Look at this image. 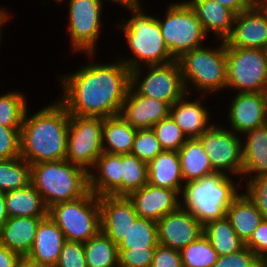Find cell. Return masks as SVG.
<instances>
[{"label": "cell", "mask_w": 267, "mask_h": 267, "mask_svg": "<svg viewBox=\"0 0 267 267\" xmlns=\"http://www.w3.org/2000/svg\"><path fill=\"white\" fill-rule=\"evenodd\" d=\"M86 55L89 63L79 65L75 72L57 75L63 93L58 100L70 115L101 118L119 115L131 86V70L120 59L105 63L95 61V53Z\"/></svg>", "instance_id": "1"}, {"label": "cell", "mask_w": 267, "mask_h": 267, "mask_svg": "<svg viewBox=\"0 0 267 267\" xmlns=\"http://www.w3.org/2000/svg\"><path fill=\"white\" fill-rule=\"evenodd\" d=\"M29 111L20 130V157L30 165L66 159L70 114L64 105L55 99L33 114Z\"/></svg>", "instance_id": "2"}, {"label": "cell", "mask_w": 267, "mask_h": 267, "mask_svg": "<svg viewBox=\"0 0 267 267\" xmlns=\"http://www.w3.org/2000/svg\"><path fill=\"white\" fill-rule=\"evenodd\" d=\"M129 18H123L115 25L123 32L129 55L119 57L130 70L146 65H164L175 61L163 40L156 14H148L146 8L130 11ZM122 22V23H121ZM131 53V54H130ZM129 56V57H127Z\"/></svg>", "instance_id": "3"}, {"label": "cell", "mask_w": 267, "mask_h": 267, "mask_svg": "<svg viewBox=\"0 0 267 267\" xmlns=\"http://www.w3.org/2000/svg\"><path fill=\"white\" fill-rule=\"evenodd\" d=\"M221 173H214L197 181L183 185L181 206L204 226L206 223L223 218L227 207L241 192L242 182Z\"/></svg>", "instance_id": "4"}, {"label": "cell", "mask_w": 267, "mask_h": 267, "mask_svg": "<svg viewBox=\"0 0 267 267\" xmlns=\"http://www.w3.org/2000/svg\"><path fill=\"white\" fill-rule=\"evenodd\" d=\"M31 183L41 194L48 209L90 192L89 172L66 159L31 165Z\"/></svg>", "instance_id": "5"}, {"label": "cell", "mask_w": 267, "mask_h": 267, "mask_svg": "<svg viewBox=\"0 0 267 267\" xmlns=\"http://www.w3.org/2000/svg\"><path fill=\"white\" fill-rule=\"evenodd\" d=\"M215 46L203 45L178 59L186 93L192 95L196 91V94L207 97L213 94L219 96L220 92L226 90V42L219 40Z\"/></svg>", "instance_id": "6"}, {"label": "cell", "mask_w": 267, "mask_h": 267, "mask_svg": "<svg viewBox=\"0 0 267 267\" xmlns=\"http://www.w3.org/2000/svg\"><path fill=\"white\" fill-rule=\"evenodd\" d=\"M181 1L169 2L163 18L157 17L165 45L175 60L208 42L195 11L186 0Z\"/></svg>", "instance_id": "7"}, {"label": "cell", "mask_w": 267, "mask_h": 267, "mask_svg": "<svg viewBox=\"0 0 267 267\" xmlns=\"http://www.w3.org/2000/svg\"><path fill=\"white\" fill-rule=\"evenodd\" d=\"M48 215L68 241L84 243L101 231L99 197L91 191L76 200L52 205Z\"/></svg>", "instance_id": "8"}, {"label": "cell", "mask_w": 267, "mask_h": 267, "mask_svg": "<svg viewBox=\"0 0 267 267\" xmlns=\"http://www.w3.org/2000/svg\"><path fill=\"white\" fill-rule=\"evenodd\" d=\"M226 92L267 93V50L226 43Z\"/></svg>", "instance_id": "9"}, {"label": "cell", "mask_w": 267, "mask_h": 267, "mask_svg": "<svg viewBox=\"0 0 267 267\" xmlns=\"http://www.w3.org/2000/svg\"><path fill=\"white\" fill-rule=\"evenodd\" d=\"M130 87L138 95L161 100L170 107L186 93L178 60L131 70Z\"/></svg>", "instance_id": "10"}, {"label": "cell", "mask_w": 267, "mask_h": 267, "mask_svg": "<svg viewBox=\"0 0 267 267\" xmlns=\"http://www.w3.org/2000/svg\"><path fill=\"white\" fill-rule=\"evenodd\" d=\"M67 1V2H66ZM67 3V32L70 50L76 53H97L98 38L103 31L104 14L101 0H64Z\"/></svg>", "instance_id": "11"}, {"label": "cell", "mask_w": 267, "mask_h": 267, "mask_svg": "<svg viewBox=\"0 0 267 267\" xmlns=\"http://www.w3.org/2000/svg\"><path fill=\"white\" fill-rule=\"evenodd\" d=\"M213 123L197 139L208 154L212 169L215 173L240 177L243 171L242 137L226 125Z\"/></svg>", "instance_id": "12"}, {"label": "cell", "mask_w": 267, "mask_h": 267, "mask_svg": "<svg viewBox=\"0 0 267 267\" xmlns=\"http://www.w3.org/2000/svg\"><path fill=\"white\" fill-rule=\"evenodd\" d=\"M103 124L101 117L70 115L66 160L89 172L103 153Z\"/></svg>", "instance_id": "13"}, {"label": "cell", "mask_w": 267, "mask_h": 267, "mask_svg": "<svg viewBox=\"0 0 267 267\" xmlns=\"http://www.w3.org/2000/svg\"><path fill=\"white\" fill-rule=\"evenodd\" d=\"M234 93L227 111V129L242 136L267 123V93Z\"/></svg>", "instance_id": "14"}, {"label": "cell", "mask_w": 267, "mask_h": 267, "mask_svg": "<svg viewBox=\"0 0 267 267\" xmlns=\"http://www.w3.org/2000/svg\"><path fill=\"white\" fill-rule=\"evenodd\" d=\"M156 224L159 244L178 251L203 235L204 226L182 206L165 215Z\"/></svg>", "instance_id": "15"}, {"label": "cell", "mask_w": 267, "mask_h": 267, "mask_svg": "<svg viewBox=\"0 0 267 267\" xmlns=\"http://www.w3.org/2000/svg\"><path fill=\"white\" fill-rule=\"evenodd\" d=\"M230 47L267 50V12L260 4L235 16L232 34L225 40Z\"/></svg>", "instance_id": "16"}, {"label": "cell", "mask_w": 267, "mask_h": 267, "mask_svg": "<svg viewBox=\"0 0 267 267\" xmlns=\"http://www.w3.org/2000/svg\"><path fill=\"white\" fill-rule=\"evenodd\" d=\"M101 232L118 245L131 224L139 217L127 196L103 195L99 197Z\"/></svg>", "instance_id": "17"}, {"label": "cell", "mask_w": 267, "mask_h": 267, "mask_svg": "<svg viewBox=\"0 0 267 267\" xmlns=\"http://www.w3.org/2000/svg\"><path fill=\"white\" fill-rule=\"evenodd\" d=\"M180 194L179 191L147 183L132 192L128 198L132 201L139 217L157 222L181 206Z\"/></svg>", "instance_id": "18"}, {"label": "cell", "mask_w": 267, "mask_h": 267, "mask_svg": "<svg viewBox=\"0 0 267 267\" xmlns=\"http://www.w3.org/2000/svg\"><path fill=\"white\" fill-rule=\"evenodd\" d=\"M191 94L185 93L170 107V116L180 127L188 139L200 137L214 122L207 109L205 95H196L191 99ZM203 98V99H202ZM211 117V118H210ZM210 119L212 122H210Z\"/></svg>", "instance_id": "19"}, {"label": "cell", "mask_w": 267, "mask_h": 267, "mask_svg": "<svg viewBox=\"0 0 267 267\" xmlns=\"http://www.w3.org/2000/svg\"><path fill=\"white\" fill-rule=\"evenodd\" d=\"M170 114V106L161 100L138 95L131 87L119 115L135 129H147Z\"/></svg>", "instance_id": "20"}, {"label": "cell", "mask_w": 267, "mask_h": 267, "mask_svg": "<svg viewBox=\"0 0 267 267\" xmlns=\"http://www.w3.org/2000/svg\"><path fill=\"white\" fill-rule=\"evenodd\" d=\"M65 241L62 230L48 215L40 221L26 258L42 266L55 267Z\"/></svg>", "instance_id": "21"}, {"label": "cell", "mask_w": 267, "mask_h": 267, "mask_svg": "<svg viewBox=\"0 0 267 267\" xmlns=\"http://www.w3.org/2000/svg\"><path fill=\"white\" fill-rule=\"evenodd\" d=\"M122 154L103 152L89 171V188L97 197L122 196Z\"/></svg>", "instance_id": "22"}, {"label": "cell", "mask_w": 267, "mask_h": 267, "mask_svg": "<svg viewBox=\"0 0 267 267\" xmlns=\"http://www.w3.org/2000/svg\"><path fill=\"white\" fill-rule=\"evenodd\" d=\"M195 11L206 35L225 41L233 30L236 14L215 0H186ZM212 32V33H211Z\"/></svg>", "instance_id": "23"}, {"label": "cell", "mask_w": 267, "mask_h": 267, "mask_svg": "<svg viewBox=\"0 0 267 267\" xmlns=\"http://www.w3.org/2000/svg\"><path fill=\"white\" fill-rule=\"evenodd\" d=\"M45 217H9L0 226V244L21 257L30 252L40 221Z\"/></svg>", "instance_id": "24"}, {"label": "cell", "mask_w": 267, "mask_h": 267, "mask_svg": "<svg viewBox=\"0 0 267 267\" xmlns=\"http://www.w3.org/2000/svg\"><path fill=\"white\" fill-rule=\"evenodd\" d=\"M242 159L241 181L267 175V123L242 135Z\"/></svg>", "instance_id": "25"}, {"label": "cell", "mask_w": 267, "mask_h": 267, "mask_svg": "<svg viewBox=\"0 0 267 267\" xmlns=\"http://www.w3.org/2000/svg\"><path fill=\"white\" fill-rule=\"evenodd\" d=\"M148 184L182 192L185 183L177 151L163 150L148 164Z\"/></svg>", "instance_id": "26"}, {"label": "cell", "mask_w": 267, "mask_h": 267, "mask_svg": "<svg viewBox=\"0 0 267 267\" xmlns=\"http://www.w3.org/2000/svg\"><path fill=\"white\" fill-rule=\"evenodd\" d=\"M225 215L244 243L250 239L263 220L260 211L242 190L227 207Z\"/></svg>", "instance_id": "27"}, {"label": "cell", "mask_w": 267, "mask_h": 267, "mask_svg": "<svg viewBox=\"0 0 267 267\" xmlns=\"http://www.w3.org/2000/svg\"><path fill=\"white\" fill-rule=\"evenodd\" d=\"M9 217H47L48 207L32 183L26 187L5 192Z\"/></svg>", "instance_id": "28"}, {"label": "cell", "mask_w": 267, "mask_h": 267, "mask_svg": "<svg viewBox=\"0 0 267 267\" xmlns=\"http://www.w3.org/2000/svg\"><path fill=\"white\" fill-rule=\"evenodd\" d=\"M184 183L214 174L209 156L197 139H188L178 151Z\"/></svg>", "instance_id": "29"}, {"label": "cell", "mask_w": 267, "mask_h": 267, "mask_svg": "<svg viewBox=\"0 0 267 267\" xmlns=\"http://www.w3.org/2000/svg\"><path fill=\"white\" fill-rule=\"evenodd\" d=\"M137 129L120 115L104 118L103 152L109 154H130Z\"/></svg>", "instance_id": "30"}, {"label": "cell", "mask_w": 267, "mask_h": 267, "mask_svg": "<svg viewBox=\"0 0 267 267\" xmlns=\"http://www.w3.org/2000/svg\"><path fill=\"white\" fill-rule=\"evenodd\" d=\"M203 234L211 242L218 256L235 253L245 246V243L236 234L226 215L223 218L206 223L203 228Z\"/></svg>", "instance_id": "31"}, {"label": "cell", "mask_w": 267, "mask_h": 267, "mask_svg": "<svg viewBox=\"0 0 267 267\" xmlns=\"http://www.w3.org/2000/svg\"><path fill=\"white\" fill-rule=\"evenodd\" d=\"M88 267H119L118 246L103 232L84 242Z\"/></svg>", "instance_id": "32"}, {"label": "cell", "mask_w": 267, "mask_h": 267, "mask_svg": "<svg viewBox=\"0 0 267 267\" xmlns=\"http://www.w3.org/2000/svg\"><path fill=\"white\" fill-rule=\"evenodd\" d=\"M31 183V165L22 157L0 160V191L8 192Z\"/></svg>", "instance_id": "33"}, {"label": "cell", "mask_w": 267, "mask_h": 267, "mask_svg": "<svg viewBox=\"0 0 267 267\" xmlns=\"http://www.w3.org/2000/svg\"><path fill=\"white\" fill-rule=\"evenodd\" d=\"M158 244L156 222L138 217L117 246L118 249H145V247H157Z\"/></svg>", "instance_id": "34"}, {"label": "cell", "mask_w": 267, "mask_h": 267, "mask_svg": "<svg viewBox=\"0 0 267 267\" xmlns=\"http://www.w3.org/2000/svg\"><path fill=\"white\" fill-rule=\"evenodd\" d=\"M28 107L26 94L18 90L0 94V126L21 128Z\"/></svg>", "instance_id": "35"}, {"label": "cell", "mask_w": 267, "mask_h": 267, "mask_svg": "<svg viewBox=\"0 0 267 267\" xmlns=\"http://www.w3.org/2000/svg\"><path fill=\"white\" fill-rule=\"evenodd\" d=\"M122 196H129L148 183V164L132 154H122Z\"/></svg>", "instance_id": "36"}, {"label": "cell", "mask_w": 267, "mask_h": 267, "mask_svg": "<svg viewBox=\"0 0 267 267\" xmlns=\"http://www.w3.org/2000/svg\"><path fill=\"white\" fill-rule=\"evenodd\" d=\"M182 267H213L218 254L203 234L181 251Z\"/></svg>", "instance_id": "37"}, {"label": "cell", "mask_w": 267, "mask_h": 267, "mask_svg": "<svg viewBox=\"0 0 267 267\" xmlns=\"http://www.w3.org/2000/svg\"><path fill=\"white\" fill-rule=\"evenodd\" d=\"M152 130L160 142L162 149L166 151L178 152L183 144L188 140L170 115L154 124L152 126Z\"/></svg>", "instance_id": "38"}, {"label": "cell", "mask_w": 267, "mask_h": 267, "mask_svg": "<svg viewBox=\"0 0 267 267\" xmlns=\"http://www.w3.org/2000/svg\"><path fill=\"white\" fill-rule=\"evenodd\" d=\"M163 151L152 128L138 129L130 154L149 164Z\"/></svg>", "instance_id": "39"}, {"label": "cell", "mask_w": 267, "mask_h": 267, "mask_svg": "<svg viewBox=\"0 0 267 267\" xmlns=\"http://www.w3.org/2000/svg\"><path fill=\"white\" fill-rule=\"evenodd\" d=\"M241 188L260 211L263 219H267V175L254 176L244 181Z\"/></svg>", "instance_id": "40"}, {"label": "cell", "mask_w": 267, "mask_h": 267, "mask_svg": "<svg viewBox=\"0 0 267 267\" xmlns=\"http://www.w3.org/2000/svg\"><path fill=\"white\" fill-rule=\"evenodd\" d=\"M265 263L247 246L235 253L218 256L213 267H262Z\"/></svg>", "instance_id": "41"}, {"label": "cell", "mask_w": 267, "mask_h": 267, "mask_svg": "<svg viewBox=\"0 0 267 267\" xmlns=\"http://www.w3.org/2000/svg\"><path fill=\"white\" fill-rule=\"evenodd\" d=\"M155 248L118 249L119 267H151Z\"/></svg>", "instance_id": "42"}, {"label": "cell", "mask_w": 267, "mask_h": 267, "mask_svg": "<svg viewBox=\"0 0 267 267\" xmlns=\"http://www.w3.org/2000/svg\"><path fill=\"white\" fill-rule=\"evenodd\" d=\"M55 267H88L84 243L66 240Z\"/></svg>", "instance_id": "43"}, {"label": "cell", "mask_w": 267, "mask_h": 267, "mask_svg": "<svg viewBox=\"0 0 267 267\" xmlns=\"http://www.w3.org/2000/svg\"><path fill=\"white\" fill-rule=\"evenodd\" d=\"M20 130L0 126V160L20 157Z\"/></svg>", "instance_id": "44"}, {"label": "cell", "mask_w": 267, "mask_h": 267, "mask_svg": "<svg viewBox=\"0 0 267 267\" xmlns=\"http://www.w3.org/2000/svg\"><path fill=\"white\" fill-rule=\"evenodd\" d=\"M151 267H182L180 251L158 244Z\"/></svg>", "instance_id": "45"}, {"label": "cell", "mask_w": 267, "mask_h": 267, "mask_svg": "<svg viewBox=\"0 0 267 267\" xmlns=\"http://www.w3.org/2000/svg\"><path fill=\"white\" fill-rule=\"evenodd\" d=\"M264 263L267 262V219H263L245 243Z\"/></svg>", "instance_id": "46"}, {"label": "cell", "mask_w": 267, "mask_h": 267, "mask_svg": "<svg viewBox=\"0 0 267 267\" xmlns=\"http://www.w3.org/2000/svg\"><path fill=\"white\" fill-rule=\"evenodd\" d=\"M22 257L0 244V267H17Z\"/></svg>", "instance_id": "47"}, {"label": "cell", "mask_w": 267, "mask_h": 267, "mask_svg": "<svg viewBox=\"0 0 267 267\" xmlns=\"http://www.w3.org/2000/svg\"><path fill=\"white\" fill-rule=\"evenodd\" d=\"M221 5L233 11L236 15L250 8L255 2L253 0H215Z\"/></svg>", "instance_id": "48"}, {"label": "cell", "mask_w": 267, "mask_h": 267, "mask_svg": "<svg viewBox=\"0 0 267 267\" xmlns=\"http://www.w3.org/2000/svg\"><path fill=\"white\" fill-rule=\"evenodd\" d=\"M104 4L105 2H112L118 4L120 7L125 8L128 11H134L143 8L142 0H101Z\"/></svg>", "instance_id": "49"}, {"label": "cell", "mask_w": 267, "mask_h": 267, "mask_svg": "<svg viewBox=\"0 0 267 267\" xmlns=\"http://www.w3.org/2000/svg\"><path fill=\"white\" fill-rule=\"evenodd\" d=\"M11 17H12V14L10 15L9 10H6L5 8L0 7V47L2 45L1 44L2 43V37H3L2 34H4L3 33V27L5 26L4 24L9 23Z\"/></svg>", "instance_id": "50"}, {"label": "cell", "mask_w": 267, "mask_h": 267, "mask_svg": "<svg viewBox=\"0 0 267 267\" xmlns=\"http://www.w3.org/2000/svg\"><path fill=\"white\" fill-rule=\"evenodd\" d=\"M9 218L5 203V193L0 191V226Z\"/></svg>", "instance_id": "51"}, {"label": "cell", "mask_w": 267, "mask_h": 267, "mask_svg": "<svg viewBox=\"0 0 267 267\" xmlns=\"http://www.w3.org/2000/svg\"><path fill=\"white\" fill-rule=\"evenodd\" d=\"M17 267H46V266H42L38 263L32 262L29 259H27L26 257H22L17 265Z\"/></svg>", "instance_id": "52"}, {"label": "cell", "mask_w": 267, "mask_h": 267, "mask_svg": "<svg viewBox=\"0 0 267 267\" xmlns=\"http://www.w3.org/2000/svg\"><path fill=\"white\" fill-rule=\"evenodd\" d=\"M260 5L263 7V9L267 12V0L262 1Z\"/></svg>", "instance_id": "53"}, {"label": "cell", "mask_w": 267, "mask_h": 267, "mask_svg": "<svg viewBox=\"0 0 267 267\" xmlns=\"http://www.w3.org/2000/svg\"><path fill=\"white\" fill-rule=\"evenodd\" d=\"M53 1H55L56 3H58V4H61V5H62V3H63V1H64V0H53Z\"/></svg>", "instance_id": "54"}, {"label": "cell", "mask_w": 267, "mask_h": 267, "mask_svg": "<svg viewBox=\"0 0 267 267\" xmlns=\"http://www.w3.org/2000/svg\"><path fill=\"white\" fill-rule=\"evenodd\" d=\"M262 1H265V0H258V4H260Z\"/></svg>", "instance_id": "55"}]
</instances>
